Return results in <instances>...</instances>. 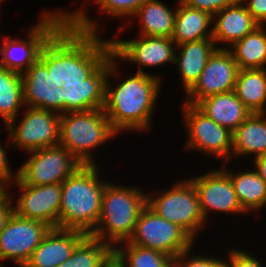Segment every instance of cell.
I'll list each match as a JSON object with an SVG mask.
<instances>
[{"instance_id":"ab89813d","label":"cell","mask_w":266,"mask_h":267,"mask_svg":"<svg viewBox=\"0 0 266 267\" xmlns=\"http://www.w3.org/2000/svg\"><path fill=\"white\" fill-rule=\"evenodd\" d=\"M102 267H125L113 254Z\"/></svg>"},{"instance_id":"f546056e","label":"cell","mask_w":266,"mask_h":267,"mask_svg":"<svg viewBox=\"0 0 266 267\" xmlns=\"http://www.w3.org/2000/svg\"><path fill=\"white\" fill-rule=\"evenodd\" d=\"M21 74L0 66V117L2 123L18 118L24 108Z\"/></svg>"},{"instance_id":"836d02e7","label":"cell","mask_w":266,"mask_h":267,"mask_svg":"<svg viewBox=\"0 0 266 267\" xmlns=\"http://www.w3.org/2000/svg\"><path fill=\"white\" fill-rule=\"evenodd\" d=\"M245 249H240L239 247L230 249L226 254L227 258L225 260L226 267H265L264 263L255 256L252 252L244 251ZM253 254V255H251Z\"/></svg>"},{"instance_id":"5b68a950","label":"cell","mask_w":266,"mask_h":267,"mask_svg":"<svg viewBox=\"0 0 266 267\" xmlns=\"http://www.w3.org/2000/svg\"><path fill=\"white\" fill-rule=\"evenodd\" d=\"M116 135L104 109L60 115L59 145L72 153L82 165H97L94 150L115 139Z\"/></svg>"},{"instance_id":"4316f807","label":"cell","mask_w":266,"mask_h":267,"mask_svg":"<svg viewBox=\"0 0 266 267\" xmlns=\"http://www.w3.org/2000/svg\"><path fill=\"white\" fill-rule=\"evenodd\" d=\"M232 159L266 153V113L251 115L232 133Z\"/></svg>"},{"instance_id":"6da1fadb","label":"cell","mask_w":266,"mask_h":267,"mask_svg":"<svg viewBox=\"0 0 266 267\" xmlns=\"http://www.w3.org/2000/svg\"><path fill=\"white\" fill-rule=\"evenodd\" d=\"M73 28L67 21L42 47L39 60L47 67L50 86L87 79L111 54L110 39Z\"/></svg>"},{"instance_id":"e575fe53","label":"cell","mask_w":266,"mask_h":267,"mask_svg":"<svg viewBox=\"0 0 266 267\" xmlns=\"http://www.w3.org/2000/svg\"><path fill=\"white\" fill-rule=\"evenodd\" d=\"M190 8L205 11L214 16L225 7L239 3L241 0H182Z\"/></svg>"},{"instance_id":"603a6c76","label":"cell","mask_w":266,"mask_h":267,"mask_svg":"<svg viewBox=\"0 0 266 267\" xmlns=\"http://www.w3.org/2000/svg\"><path fill=\"white\" fill-rule=\"evenodd\" d=\"M207 117L232 133L251 115L234 90L211 95L195 105Z\"/></svg>"},{"instance_id":"60d3db41","label":"cell","mask_w":266,"mask_h":267,"mask_svg":"<svg viewBox=\"0 0 266 267\" xmlns=\"http://www.w3.org/2000/svg\"><path fill=\"white\" fill-rule=\"evenodd\" d=\"M8 193V188L0 182V200Z\"/></svg>"},{"instance_id":"83f0119b","label":"cell","mask_w":266,"mask_h":267,"mask_svg":"<svg viewBox=\"0 0 266 267\" xmlns=\"http://www.w3.org/2000/svg\"><path fill=\"white\" fill-rule=\"evenodd\" d=\"M234 92L252 113H266V69H239Z\"/></svg>"},{"instance_id":"3957f363","label":"cell","mask_w":266,"mask_h":267,"mask_svg":"<svg viewBox=\"0 0 266 267\" xmlns=\"http://www.w3.org/2000/svg\"><path fill=\"white\" fill-rule=\"evenodd\" d=\"M103 166L82 165L61 184L58 228L90 234L97 226L107 181L100 178Z\"/></svg>"},{"instance_id":"1f68e13d","label":"cell","mask_w":266,"mask_h":267,"mask_svg":"<svg viewBox=\"0 0 266 267\" xmlns=\"http://www.w3.org/2000/svg\"><path fill=\"white\" fill-rule=\"evenodd\" d=\"M114 255L125 267H173L174 261L164 252L128 242L118 244Z\"/></svg>"},{"instance_id":"2e32d148","label":"cell","mask_w":266,"mask_h":267,"mask_svg":"<svg viewBox=\"0 0 266 267\" xmlns=\"http://www.w3.org/2000/svg\"><path fill=\"white\" fill-rule=\"evenodd\" d=\"M12 185L20 191L17 203L13 200L14 213L26 219L42 221L51 228H58L62 195L60 183L25 185L17 178Z\"/></svg>"},{"instance_id":"b9f144b4","label":"cell","mask_w":266,"mask_h":267,"mask_svg":"<svg viewBox=\"0 0 266 267\" xmlns=\"http://www.w3.org/2000/svg\"><path fill=\"white\" fill-rule=\"evenodd\" d=\"M4 1H6V0H0V6L2 5L1 3H3Z\"/></svg>"},{"instance_id":"44dd1931","label":"cell","mask_w":266,"mask_h":267,"mask_svg":"<svg viewBox=\"0 0 266 267\" xmlns=\"http://www.w3.org/2000/svg\"><path fill=\"white\" fill-rule=\"evenodd\" d=\"M145 1L146 0H85L82 6H79L78 9L73 11L66 10V21L77 30L99 34V32L102 30L100 29V21L97 22L98 19H93L88 13L87 8L89 7V4L91 5V2L92 4H97V12L99 14L102 12V15L106 14V16L108 15L113 19L123 18L125 21L129 18L126 21L128 22Z\"/></svg>"},{"instance_id":"8fae6325","label":"cell","mask_w":266,"mask_h":267,"mask_svg":"<svg viewBox=\"0 0 266 267\" xmlns=\"http://www.w3.org/2000/svg\"><path fill=\"white\" fill-rule=\"evenodd\" d=\"M19 166L18 179L25 185L62 184L82 164L65 147L55 145L28 152Z\"/></svg>"},{"instance_id":"52a82bcc","label":"cell","mask_w":266,"mask_h":267,"mask_svg":"<svg viewBox=\"0 0 266 267\" xmlns=\"http://www.w3.org/2000/svg\"><path fill=\"white\" fill-rule=\"evenodd\" d=\"M48 10H42L36 24L27 30V40L3 35L0 66L22 74L39 58L44 44L66 22V10Z\"/></svg>"},{"instance_id":"e0dca14e","label":"cell","mask_w":266,"mask_h":267,"mask_svg":"<svg viewBox=\"0 0 266 267\" xmlns=\"http://www.w3.org/2000/svg\"><path fill=\"white\" fill-rule=\"evenodd\" d=\"M109 57L85 80L63 83L64 113L104 109Z\"/></svg>"},{"instance_id":"8d00e7d4","label":"cell","mask_w":266,"mask_h":267,"mask_svg":"<svg viewBox=\"0 0 266 267\" xmlns=\"http://www.w3.org/2000/svg\"><path fill=\"white\" fill-rule=\"evenodd\" d=\"M241 2L260 25H266V0H241Z\"/></svg>"},{"instance_id":"f1b7e54d","label":"cell","mask_w":266,"mask_h":267,"mask_svg":"<svg viewBox=\"0 0 266 267\" xmlns=\"http://www.w3.org/2000/svg\"><path fill=\"white\" fill-rule=\"evenodd\" d=\"M228 50L239 69H266V25H260Z\"/></svg>"},{"instance_id":"7a4b0ae2","label":"cell","mask_w":266,"mask_h":267,"mask_svg":"<svg viewBox=\"0 0 266 267\" xmlns=\"http://www.w3.org/2000/svg\"><path fill=\"white\" fill-rule=\"evenodd\" d=\"M119 65V61L111 54L106 79L105 115L118 135L125 131L139 133L149 131L152 127L153 111L159 99L163 77L161 74L136 72L133 75H127L128 78H126L120 74ZM115 77L116 80L121 81L119 84L117 82V85L110 82V79L114 80Z\"/></svg>"},{"instance_id":"7c38bea8","label":"cell","mask_w":266,"mask_h":267,"mask_svg":"<svg viewBox=\"0 0 266 267\" xmlns=\"http://www.w3.org/2000/svg\"><path fill=\"white\" fill-rule=\"evenodd\" d=\"M50 229L42 221L13 213L0 233V266L6 267L3 262L10 260L23 267Z\"/></svg>"},{"instance_id":"d4e9b609","label":"cell","mask_w":266,"mask_h":267,"mask_svg":"<svg viewBox=\"0 0 266 267\" xmlns=\"http://www.w3.org/2000/svg\"><path fill=\"white\" fill-rule=\"evenodd\" d=\"M213 16L205 11L190 8L178 0L174 31L171 39L180 45L201 39H212Z\"/></svg>"},{"instance_id":"d590c367","label":"cell","mask_w":266,"mask_h":267,"mask_svg":"<svg viewBox=\"0 0 266 267\" xmlns=\"http://www.w3.org/2000/svg\"><path fill=\"white\" fill-rule=\"evenodd\" d=\"M6 147L0 140V182L3 183L8 189L9 186L18 178V171L13 173L10 167L9 159L7 158Z\"/></svg>"},{"instance_id":"9c48e42d","label":"cell","mask_w":266,"mask_h":267,"mask_svg":"<svg viewBox=\"0 0 266 267\" xmlns=\"http://www.w3.org/2000/svg\"><path fill=\"white\" fill-rule=\"evenodd\" d=\"M25 108L22 119L17 120L18 123L16 119H12L5 124L8 132L6 146L28 153L58 145L60 114L45 109Z\"/></svg>"},{"instance_id":"cb8c5ba5","label":"cell","mask_w":266,"mask_h":267,"mask_svg":"<svg viewBox=\"0 0 266 267\" xmlns=\"http://www.w3.org/2000/svg\"><path fill=\"white\" fill-rule=\"evenodd\" d=\"M176 4V9L171 10L163 1L146 0L127 24L124 22L121 24L123 26H119V32L123 31V28L125 31L126 27L133 24L132 20L137 19L140 25L139 35L171 38L178 10V2Z\"/></svg>"},{"instance_id":"f35d334b","label":"cell","mask_w":266,"mask_h":267,"mask_svg":"<svg viewBox=\"0 0 266 267\" xmlns=\"http://www.w3.org/2000/svg\"><path fill=\"white\" fill-rule=\"evenodd\" d=\"M254 170L266 182V153L252 159Z\"/></svg>"},{"instance_id":"d6986e66","label":"cell","mask_w":266,"mask_h":267,"mask_svg":"<svg viewBox=\"0 0 266 267\" xmlns=\"http://www.w3.org/2000/svg\"><path fill=\"white\" fill-rule=\"evenodd\" d=\"M87 235L81 230L51 228L23 267H56L69 259Z\"/></svg>"},{"instance_id":"7402d4cb","label":"cell","mask_w":266,"mask_h":267,"mask_svg":"<svg viewBox=\"0 0 266 267\" xmlns=\"http://www.w3.org/2000/svg\"><path fill=\"white\" fill-rule=\"evenodd\" d=\"M216 49L213 39H201L176 46L173 65L177 67L185 93L198 80Z\"/></svg>"},{"instance_id":"9a60e30c","label":"cell","mask_w":266,"mask_h":267,"mask_svg":"<svg viewBox=\"0 0 266 267\" xmlns=\"http://www.w3.org/2000/svg\"><path fill=\"white\" fill-rule=\"evenodd\" d=\"M238 65L228 49H216L198 80L185 93L184 103L196 105L205 97L234 90Z\"/></svg>"},{"instance_id":"ac0fdd59","label":"cell","mask_w":266,"mask_h":267,"mask_svg":"<svg viewBox=\"0 0 266 267\" xmlns=\"http://www.w3.org/2000/svg\"><path fill=\"white\" fill-rule=\"evenodd\" d=\"M21 78L25 107L64 113L62 88L50 86L49 71L39 59L21 74Z\"/></svg>"},{"instance_id":"8992f818","label":"cell","mask_w":266,"mask_h":267,"mask_svg":"<svg viewBox=\"0 0 266 267\" xmlns=\"http://www.w3.org/2000/svg\"><path fill=\"white\" fill-rule=\"evenodd\" d=\"M171 188L147 193V206L167 221L177 224L194 240L206 226L198 192L193 182L180 179ZM168 189V190H167ZM156 191V192H155Z\"/></svg>"},{"instance_id":"4dcf8cb0","label":"cell","mask_w":266,"mask_h":267,"mask_svg":"<svg viewBox=\"0 0 266 267\" xmlns=\"http://www.w3.org/2000/svg\"><path fill=\"white\" fill-rule=\"evenodd\" d=\"M114 254L107 243L87 235L65 262L56 267H102Z\"/></svg>"},{"instance_id":"30bf717a","label":"cell","mask_w":266,"mask_h":267,"mask_svg":"<svg viewBox=\"0 0 266 267\" xmlns=\"http://www.w3.org/2000/svg\"><path fill=\"white\" fill-rule=\"evenodd\" d=\"M129 244L159 250L173 259L196 241L180 226L157 215L147 205L140 213Z\"/></svg>"},{"instance_id":"5bb4252c","label":"cell","mask_w":266,"mask_h":267,"mask_svg":"<svg viewBox=\"0 0 266 267\" xmlns=\"http://www.w3.org/2000/svg\"><path fill=\"white\" fill-rule=\"evenodd\" d=\"M199 175V176H198ZM190 177L199 196L200 206L205 221L213 213L235 214L246 213L237 198L233 183L229 175L221 168L206 171L204 174ZM231 213V214H230Z\"/></svg>"},{"instance_id":"74e56055","label":"cell","mask_w":266,"mask_h":267,"mask_svg":"<svg viewBox=\"0 0 266 267\" xmlns=\"http://www.w3.org/2000/svg\"><path fill=\"white\" fill-rule=\"evenodd\" d=\"M9 188L8 193L0 200V233L14 213L13 199L16 196L15 194L11 195V186Z\"/></svg>"},{"instance_id":"277c9868","label":"cell","mask_w":266,"mask_h":267,"mask_svg":"<svg viewBox=\"0 0 266 267\" xmlns=\"http://www.w3.org/2000/svg\"><path fill=\"white\" fill-rule=\"evenodd\" d=\"M107 182L101 200L100 218L89 234L113 249L133 235L140 213L147 205V193L141 187Z\"/></svg>"},{"instance_id":"4fadbf2b","label":"cell","mask_w":266,"mask_h":267,"mask_svg":"<svg viewBox=\"0 0 266 267\" xmlns=\"http://www.w3.org/2000/svg\"><path fill=\"white\" fill-rule=\"evenodd\" d=\"M112 54L116 60L138 66L137 73H146L144 69L174 64L176 43L167 37L138 35L137 39H110Z\"/></svg>"},{"instance_id":"d6a6232c","label":"cell","mask_w":266,"mask_h":267,"mask_svg":"<svg viewBox=\"0 0 266 267\" xmlns=\"http://www.w3.org/2000/svg\"><path fill=\"white\" fill-rule=\"evenodd\" d=\"M193 246L180 253L173 261V267H224L225 259L218 256H210L207 254L194 255L191 253ZM192 255H191V254Z\"/></svg>"},{"instance_id":"484cf974","label":"cell","mask_w":266,"mask_h":267,"mask_svg":"<svg viewBox=\"0 0 266 267\" xmlns=\"http://www.w3.org/2000/svg\"><path fill=\"white\" fill-rule=\"evenodd\" d=\"M228 164L230 162L222 163L221 167L229 175L242 209L246 213L259 214L266 207V182L251 168L235 172Z\"/></svg>"},{"instance_id":"ba28073f","label":"cell","mask_w":266,"mask_h":267,"mask_svg":"<svg viewBox=\"0 0 266 267\" xmlns=\"http://www.w3.org/2000/svg\"><path fill=\"white\" fill-rule=\"evenodd\" d=\"M184 130L187 141L185 150L204 153L214 159L218 158L223 163L232 159V132L222 127L202 113L195 105L182 102Z\"/></svg>"},{"instance_id":"ffe728a7","label":"cell","mask_w":266,"mask_h":267,"mask_svg":"<svg viewBox=\"0 0 266 267\" xmlns=\"http://www.w3.org/2000/svg\"><path fill=\"white\" fill-rule=\"evenodd\" d=\"M212 39L218 49H228L260 24L252 17L241 1L225 7L213 16ZM222 43V46L219 44ZM229 47H224V45Z\"/></svg>"}]
</instances>
